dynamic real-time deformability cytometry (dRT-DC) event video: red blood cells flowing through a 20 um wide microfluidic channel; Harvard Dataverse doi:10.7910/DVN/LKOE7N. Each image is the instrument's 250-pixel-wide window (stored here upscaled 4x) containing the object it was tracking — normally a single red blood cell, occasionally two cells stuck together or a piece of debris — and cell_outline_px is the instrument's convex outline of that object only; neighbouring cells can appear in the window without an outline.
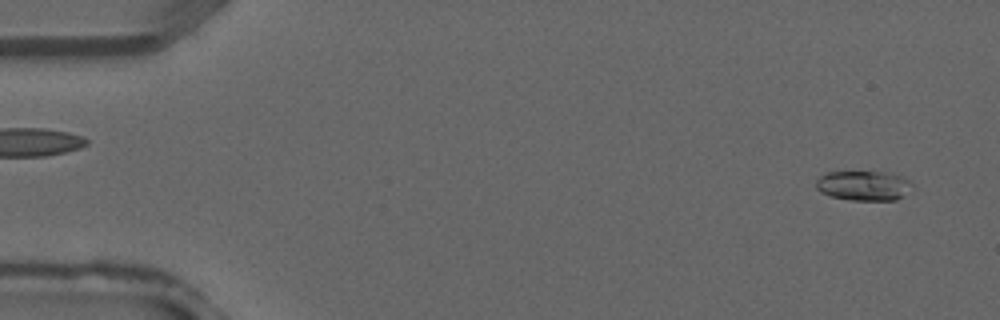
{"species": "common noctule bat (a hibernating species)", "species_latin": "Nyctalus noctula", "temperature_condition": "warm", "stored_images_in_passage": 3, "camera_frame_rate_fps": 3000, "um_per_image_px": 0.085, "animal": {"sex": "male", "forearm_length_mm": 52.5}, "frame": {"image": 1, "passage_image": 1, "time_ms": 0.0, "image_size_px": [1000, 320], "cell_outline_px": [[912, 184], [896, 200], [852, 200], [832, 196], [820, 192], [816, 188], [816, 180], [820, 176], [828, 172], [892, 172], [908, 180]], "centroid_in_image_um": [73.35, 15.76], "position_along_channel_um": 11.6, "area_um2": 16.36}}
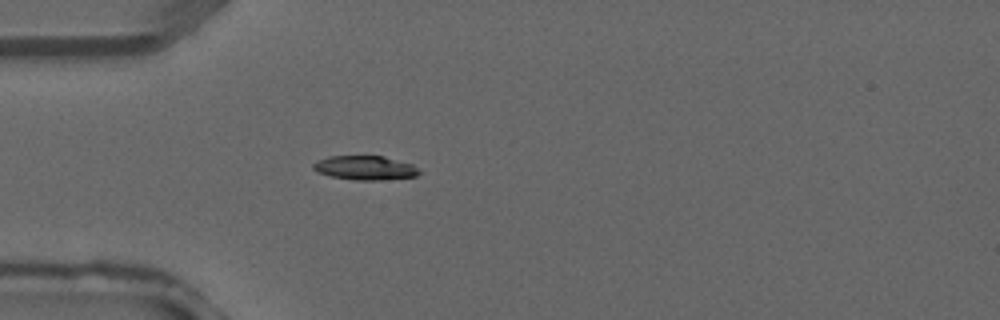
{"frame": {"image": 2, "passage_image": 3, "time_ms": 0.667, "image_size_px": [1000, 320], "cell_outline_px": [[420, 172], [416, 176], [380, 180], [356, 180], [332, 176], [316, 172], [312, 168], [312, 164], [328, 156], [384, 156], [412, 164]], "centroid_in_image_um": [31.01, 14.26], "position_along_channel_um": 54.0, "area_um2": 14.74}}